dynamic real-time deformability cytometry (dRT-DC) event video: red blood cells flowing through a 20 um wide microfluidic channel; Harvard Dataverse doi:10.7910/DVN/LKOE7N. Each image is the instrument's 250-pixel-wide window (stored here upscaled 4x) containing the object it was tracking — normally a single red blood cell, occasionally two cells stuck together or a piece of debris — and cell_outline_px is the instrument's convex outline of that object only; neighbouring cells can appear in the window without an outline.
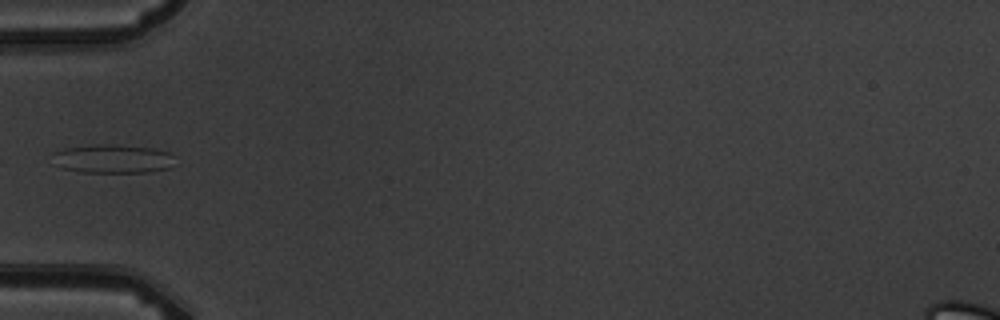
{"species": "common noctule bat (a hibernating species)", "species_latin": "Nyctalus noctula", "temperature_condition": "warm", "stored_images_in_passage": 6, "camera_frame_rate_fps": 3000, "um_per_image_px": 0.085, "animal": {"sex": "male", "body_mass_g": 19.5, "forearm_length_mm": 54.6}, "frame": {"image": 1, "passage_image": 6, "time_ms": 5.667, "image_size_px": [1000, 320], "cell_outline_px": [[172, 168], [144, 172], [80, 172], [64, 168], [56, 152], [64, 148], [92, 144], [112, 144], [152, 148], [168, 152]], "centroid_in_image_um": [9.65, 13.49], "position_along_channel_um": 75.3, "area_um2": 19.65}}